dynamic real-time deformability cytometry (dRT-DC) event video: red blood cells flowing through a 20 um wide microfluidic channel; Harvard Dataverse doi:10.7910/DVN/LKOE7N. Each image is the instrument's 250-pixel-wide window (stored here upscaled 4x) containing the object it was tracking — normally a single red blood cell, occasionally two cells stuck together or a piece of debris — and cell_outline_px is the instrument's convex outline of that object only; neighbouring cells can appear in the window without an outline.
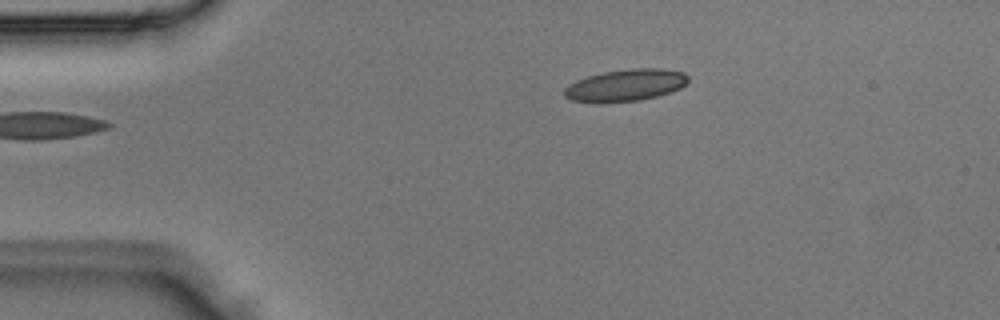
{"species": "Egyptian fruit bat (a non-hibernating species)", "species_latin": "Rousettus aegyptiacus", "temperature_condition": "room temperature", "stored_images_in_passage": 3, "camera_frame_rate_fps": 3000, "um_per_image_px": 0.085, "animal": {"sex": "male"}, "frame": {"image": 1, "passage_image": 3, "time_ms": 0.667, "image_size_px": [1000, 320], "cell_outline_px": [[688, 80], [680, 88], [656, 96], [640, 100], [572, 100], [564, 96], [564, 88], [568, 84], [576, 80], [588, 76], [604, 72], [632, 68], [660, 68], [684, 72], [688, 76]], "centroid_in_image_um": [53.2, 7.19], "position_along_channel_um": 31.8, "area_um2": 22.2}}